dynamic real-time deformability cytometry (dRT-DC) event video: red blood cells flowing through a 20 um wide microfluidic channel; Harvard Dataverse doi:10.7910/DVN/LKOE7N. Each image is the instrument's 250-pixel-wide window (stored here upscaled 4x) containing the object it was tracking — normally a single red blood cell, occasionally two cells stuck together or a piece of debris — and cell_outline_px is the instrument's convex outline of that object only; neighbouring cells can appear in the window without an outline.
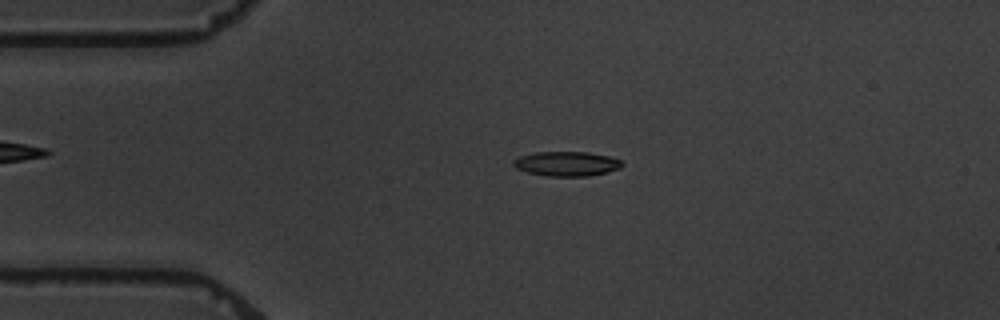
{"species": "common noctule bat (a hibernating species)", "species_latin": "Nyctalus noctula", "temperature_condition": "warm", "stored_images_in_passage": 4, "camera_frame_rate_fps": 3000, "um_per_image_px": 0.085, "animal": {"sex": "male", "body_mass_g": 19.5, "forearm_length_mm": 54.6}, "frame": {"image": 1, "passage_image": 3, "time_ms": 2.667, "image_size_px": [1000, 320], "cell_outline_px": [[624, 164], [620, 168], [608, 172], [588, 176], [548, 176], [528, 172], [516, 168], [512, 164], [512, 160], [520, 156], [536, 152], [588, 152], [608, 156], [620, 160]], "centroid_in_image_um": [48.16, 13.92], "position_along_channel_um": 36.8, "area_um2": 15.55}}
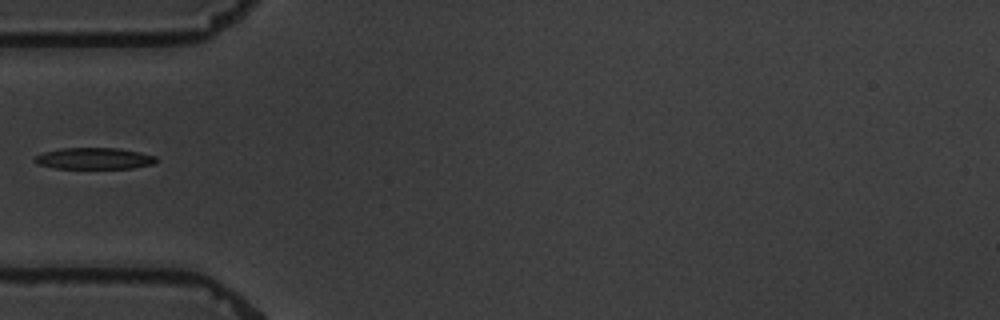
{"frame": {"image": 2, "passage_image": 4, "time_ms": 4.667, "image_size_px": [1000, 320], "cell_outline_px": [[156, 160], [152, 164], [132, 168], [56, 168], [36, 164], [32, 160], [36, 156], [44, 152], [60, 148], [120, 148], [140, 152], [156, 156]], "centroid_in_image_um": [7.97, 13.46], "position_along_channel_um": 77.0, "area_um2": 15.14}}